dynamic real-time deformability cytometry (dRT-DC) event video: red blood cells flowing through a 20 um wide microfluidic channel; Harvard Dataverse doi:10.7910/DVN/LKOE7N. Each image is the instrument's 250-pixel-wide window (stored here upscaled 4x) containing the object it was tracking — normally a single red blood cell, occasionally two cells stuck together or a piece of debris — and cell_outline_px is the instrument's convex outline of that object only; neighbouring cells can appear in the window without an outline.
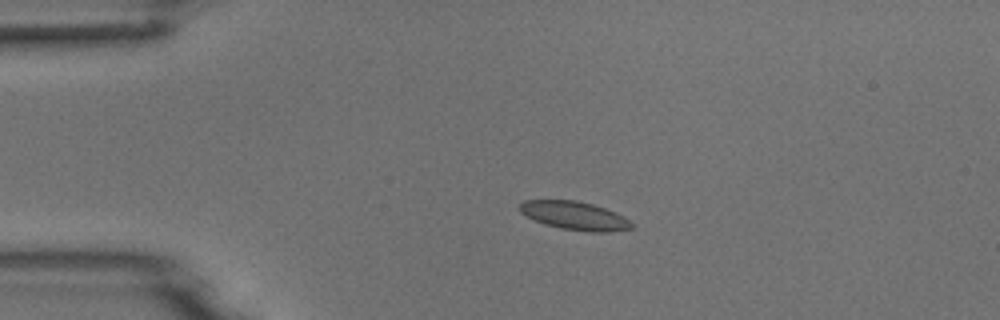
{"species": "common noctule bat (a hibernating species)", "species_latin": "Nyctalus noctula", "temperature_condition": "room temperature", "stored_images_in_passage": 4, "camera_frame_rate_fps": 3000, "um_per_image_px": 0.085, "animal": {"sex": "male", "body_mass_g": 18.8}, "frame": {"image": 1, "passage_image": 3, "time_ms": 0.667, "image_size_px": [1000, 320], "cell_outline_px": [[636, 224], [632, 228], [608, 232], [588, 232], [560, 228], [544, 224], [520, 212], [516, 208], [524, 200], [576, 200], [592, 204], [616, 212], [624, 216]], "centroid_in_image_um": [48.87, 18.33], "position_along_channel_um": 36.1, "area_um2": 18.67}}